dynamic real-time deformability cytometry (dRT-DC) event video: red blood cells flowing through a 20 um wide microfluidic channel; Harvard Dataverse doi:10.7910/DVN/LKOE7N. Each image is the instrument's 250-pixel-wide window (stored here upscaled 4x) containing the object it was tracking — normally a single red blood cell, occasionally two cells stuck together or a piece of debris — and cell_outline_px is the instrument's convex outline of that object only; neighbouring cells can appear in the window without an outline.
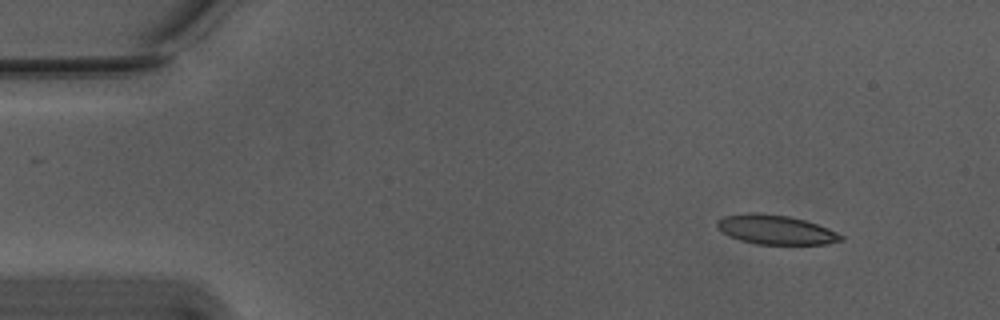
{"species": "Egyptian fruit bat (a non-hibernating species)", "species_latin": "Rousettus aegyptiacus", "temperature_condition": "warm", "stored_images_in_passage": 50, "camera_frame_rate_fps": 3000, "um_per_image_px": 0.085, "animal": {"sex": "male"}, "frame": {"image": 1, "passage_image": 1, "time_ms": 0.0, "image_size_px": [1000, 320], "cell_outline_px": [[844, 240], [828, 244], [756, 244], [740, 240], [728, 236], [716, 228], [716, 220], [724, 216], [748, 212], [788, 216], [804, 220], [828, 228], [844, 236]], "centroid_in_image_um": [65.9, 19.53], "position_along_channel_um": 19.1, "area_um2": 21.21}}
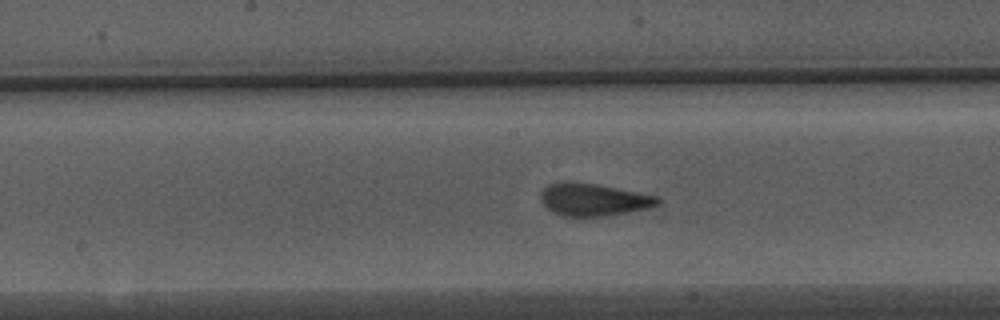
{"frame": {"image": 2, "passage_image": 23, "time_ms": 7.333, "image_size_px": [1000, 320], "cell_outline_px": [[660, 200], [656, 204], [648, 208], [608, 216], [580, 220], [560, 216], [552, 212], [540, 200], [540, 196], [544, 188], [548, 184], [596, 184], [656, 196]], "centroid_in_image_um": [50.41, 17.06], "position_along_channel_um": 197.8, "area_um2": 22.02}}
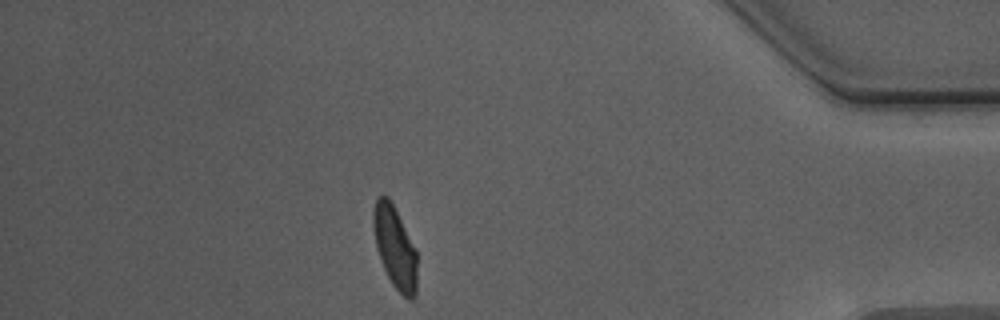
{"frame": {"image": 3, "passage_image": 43, "time_ms": 14.0, "image_size_px": [1000, 320], "cell_outline_px": [[416, 296], [412, 300], [408, 300], [392, 284], [380, 260], [376, 248], [372, 224], [372, 212], [376, 196], [388, 196], [416, 248]], "centroid_in_image_um": [33.55, 21.01], "position_along_channel_um": 401.7, "area_um2": 20.98}, "authors_computed_cell_mechanics": {"area_um2": 21.675, "velocity_mm_per_s": 3.7254, "shape_relaxation_time_tau1_ms": 5.5593, "shape_relaxation_time_tau2_ms": 1.3083, "deformation_change_tau1": 0.1663, "deformation_change_tau2": 0.0928}}